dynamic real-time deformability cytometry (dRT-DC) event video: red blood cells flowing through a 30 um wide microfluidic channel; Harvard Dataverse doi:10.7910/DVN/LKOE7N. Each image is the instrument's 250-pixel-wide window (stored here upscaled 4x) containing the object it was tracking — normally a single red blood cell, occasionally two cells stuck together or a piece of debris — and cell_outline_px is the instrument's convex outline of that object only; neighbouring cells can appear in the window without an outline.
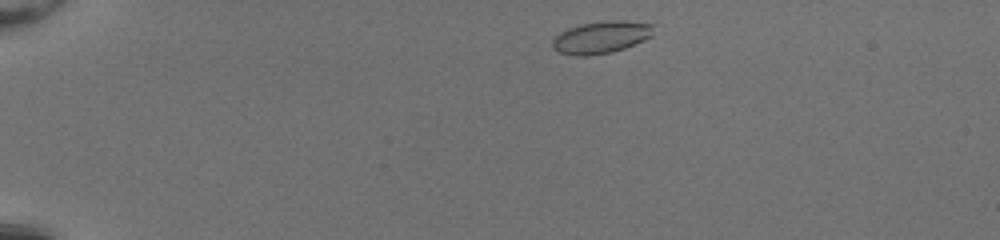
{"species": "common noctule bat (a hibernating species)", "species_latin": "Nyctalus noctula", "temperature_condition": "room temperature", "stored_images_in_passage": 43, "camera_frame_rate_fps": 3000, "um_per_image_px": 0.085, "animal": {"sex": "female", "body_mass_g": 20.0, "forearm_length_mm": 54.0}, "frame": {"image": 1, "passage_image": 2, "time_ms": 0.333, "image_size_px": [1000, 240], "cell_outline_px": [[652, 36], [644, 40], [624, 48], [612, 52], [588, 56], [576, 56], [560, 52], [552, 48], [552, 40], [560, 32], [568, 28], [580, 24], [608, 20], [620, 20], [652, 24]], "centroid_in_image_um": [51.06, 3.17], "position_along_channel_um": 33.9, "area_um2": 18.9}}
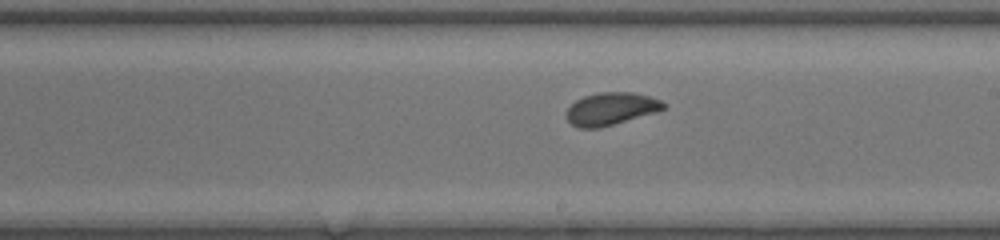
{"frame": {"image": 2, "passage_image": 23, "time_ms": 7.333, "image_size_px": [1000, 240], "cell_outline_px": [[668, 104], [664, 108], [656, 112], [600, 128], [580, 128], [572, 124], [568, 120], [564, 112], [576, 100], [584, 96], [600, 92], [632, 92], [648, 96], [660, 100]], "centroid_in_image_um": [51.92, 9.25], "position_along_channel_um": 237.1, "area_um2": 18.38}}
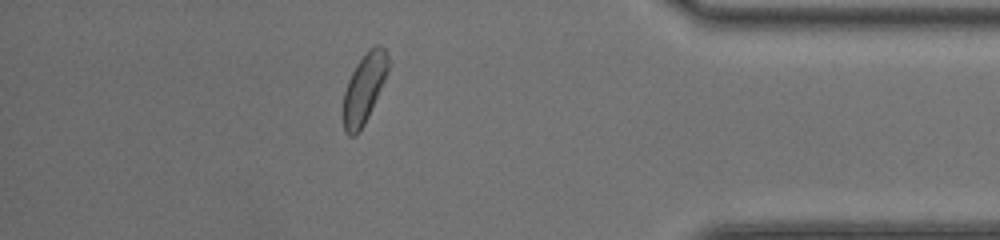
{"frame": {"image": 3, "passage_image": 37, "time_ms": 12.0, "image_size_px": [1000, 240], "cell_outline_px": [[392, 64], [368, 116], [364, 124], [356, 136], [348, 136], [344, 132], [344, 92], [348, 80], [356, 64], [368, 48], [376, 44], [380, 44], [384, 48]], "centroid_in_image_um": [30.98, 7.46], "position_along_channel_um": 404.2, "area_um2": 18.32}, "authors_computed_cell_mechanics": {"area_um2": 18.4382, "velocity_mm_per_s": 4.1302, "shape_relaxation_time_tau1_ms": 3.2258, "shape_relaxation_time_tau2_ms": 0.9511, "deformation_change_tau1": 0.1123, "deformation_change_tau2": 0.0509}}